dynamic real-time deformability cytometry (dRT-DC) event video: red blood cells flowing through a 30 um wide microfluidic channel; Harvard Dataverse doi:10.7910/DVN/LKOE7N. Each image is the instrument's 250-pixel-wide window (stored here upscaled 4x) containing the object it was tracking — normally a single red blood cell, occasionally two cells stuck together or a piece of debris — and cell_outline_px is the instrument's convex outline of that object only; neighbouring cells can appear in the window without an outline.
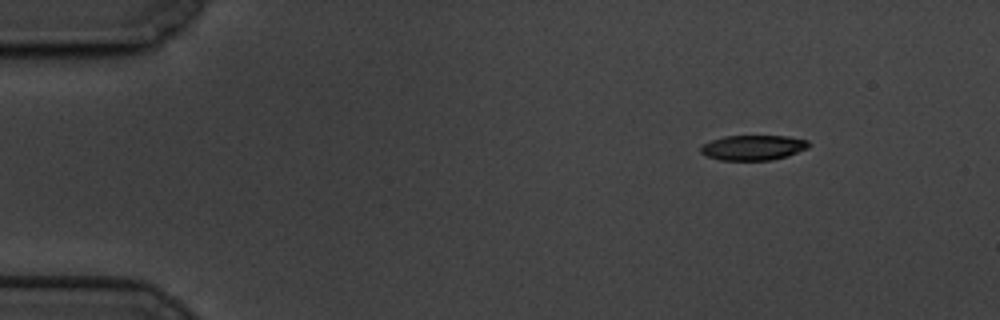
{"species": "common noctule bat (a hibernating species)", "species_latin": "Nyctalus noctula", "temperature_condition": "cold", "stored_images_in_passage": 54, "camera_frame_rate_fps": 3000, "um_per_image_px": 0.085, "animal": {"sex": "male", "body_mass_g": 19.5, "forearm_length_mm": 54.6}, "frame": {"image": 1, "passage_image": 1, "time_ms": 0.0, "image_size_px": [1000, 320], "cell_outline_px": [[812, 144], [808, 148], [788, 156], [772, 160], [720, 160], [708, 156], [700, 152], [700, 148], [704, 144], [712, 140], [724, 136], [788, 136], [808, 140]], "centroid_in_image_um": [64.07, 12.54], "position_along_channel_um": 20.9, "area_um2": 15.84}}
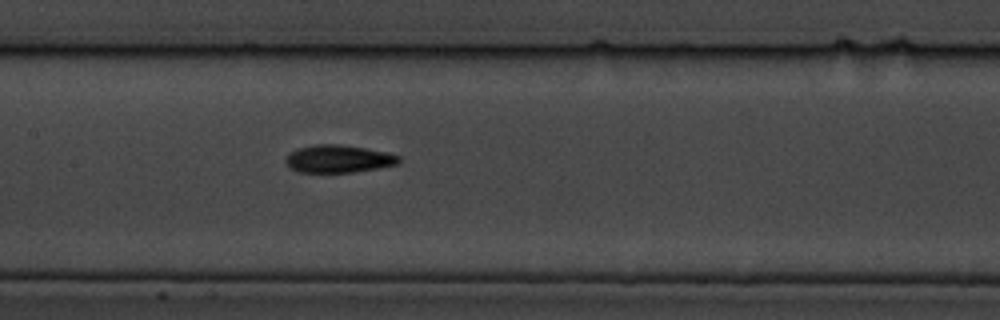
{"frame": {"image": 2, "passage_image": 23, "time_ms": 7.333, "image_size_px": [1000, 320], "cell_outline_px": [[400, 164], [380, 168], [352, 172], [300, 172], [292, 168], [284, 160], [288, 152], [296, 148], [312, 144], [340, 144], [364, 148], [384, 152], [400, 156]], "centroid_in_image_um": [28.75, 13.49], "position_along_channel_um": 178.7, "area_um2": 18.32}}
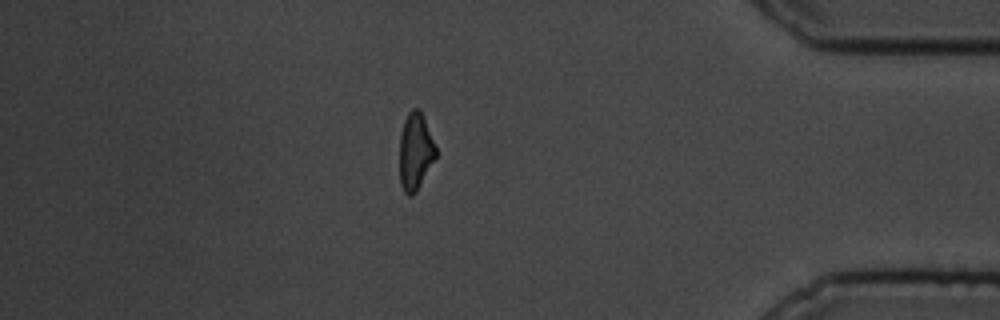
{"frame": {"image": 3, "passage_image": 46, "time_ms": 15.0, "image_size_px": [1000, 320], "cell_outline_px": [[436, 156], [416, 192], [412, 196], [408, 196], [404, 192], [400, 184], [400, 132], [404, 120], [408, 112], [412, 108], [420, 108], [436, 148]], "centroid_in_image_um": [35.28, 12.86], "position_along_channel_um": 399.9, "area_um2": 16.24}, "authors_computed_cell_mechanics": {"area_um2": 17.1088, "velocity_mm_per_s": 3.3328, "shape_relaxation_time_tau1_ms": 2.9811, "shape_relaxation_time_tau2_ms": 2.7801, "deformation_change_tau1": 0.1322, "deformation_change_tau2": 0.0836}}